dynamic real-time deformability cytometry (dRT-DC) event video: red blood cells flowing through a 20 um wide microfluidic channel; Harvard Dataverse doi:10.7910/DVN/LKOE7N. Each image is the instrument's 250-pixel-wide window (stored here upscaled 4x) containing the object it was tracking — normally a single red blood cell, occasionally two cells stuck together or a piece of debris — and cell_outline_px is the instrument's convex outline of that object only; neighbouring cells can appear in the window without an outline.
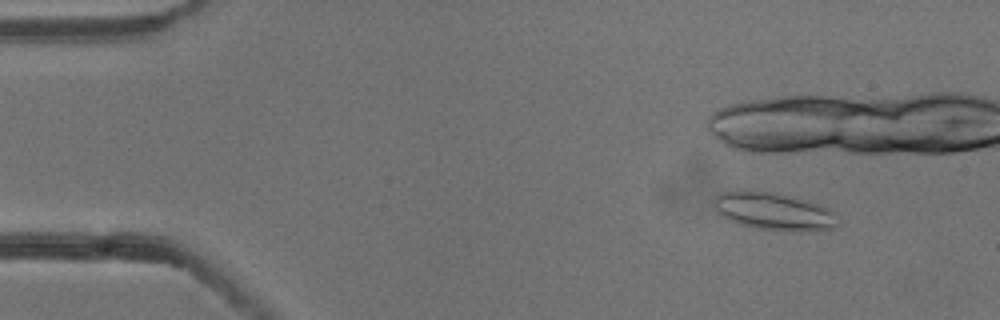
{"species": "common noctule bat (a hibernating species)", "species_latin": "Nyctalus noctula", "temperature_condition": "cold", "stored_images_in_passage": 2, "camera_frame_rate_fps": 3000, "um_per_image_px": 0.085, "animal": {"sex": "male", "body_mass_g": 13.3}, "frame": {"image": 1, "passage_image": 1, "time_ms": 0.0, "image_size_px": [1000, 320], "cell_outline_px": [[840, 224], [832, 228], [800, 232], [796, 232], [756, 228], [740, 224], [728, 220], [720, 216], [716, 212], [716, 196], [724, 192], [736, 188], [772, 192], [804, 200], [828, 208], [840, 216]], "centroid_in_image_um": [65.79, 17.97], "position_along_channel_um": 19.2, "area_um2": 27.4}}